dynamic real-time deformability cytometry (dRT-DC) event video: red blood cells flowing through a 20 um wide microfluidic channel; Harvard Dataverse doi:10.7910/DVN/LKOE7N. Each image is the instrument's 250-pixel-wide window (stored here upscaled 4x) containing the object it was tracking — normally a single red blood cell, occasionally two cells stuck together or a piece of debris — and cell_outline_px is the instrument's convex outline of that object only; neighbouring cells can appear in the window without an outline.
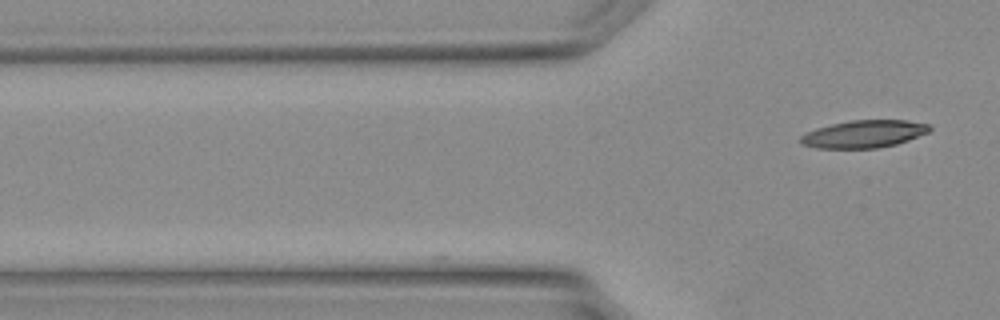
{"species": "Egyptian fruit bat (a non-hibernating species)", "species_latin": "Rousettus aegyptiacus", "temperature_condition": "warm", "stored_images_in_passage": 4, "camera_frame_rate_fps": 3000, "um_per_image_px": 0.085, "animal": {"sex": "female"}, "frame": {"image": 1, "passage_image": 4, "time_ms": 1.0, "image_size_px": [1000, 320], "cell_outline_px": [[932, 128], [928, 132], [908, 140], [896, 144], [876, 148], [816, 148], [800, 144], [800, 136], [816, 128], [832, 124], [852, 120], [904, 120], [928, 124]], "centroid_in_image_um": [73.41, 11.39], "position_along_channel_um": 52.4, "area_um2": 20.52}}